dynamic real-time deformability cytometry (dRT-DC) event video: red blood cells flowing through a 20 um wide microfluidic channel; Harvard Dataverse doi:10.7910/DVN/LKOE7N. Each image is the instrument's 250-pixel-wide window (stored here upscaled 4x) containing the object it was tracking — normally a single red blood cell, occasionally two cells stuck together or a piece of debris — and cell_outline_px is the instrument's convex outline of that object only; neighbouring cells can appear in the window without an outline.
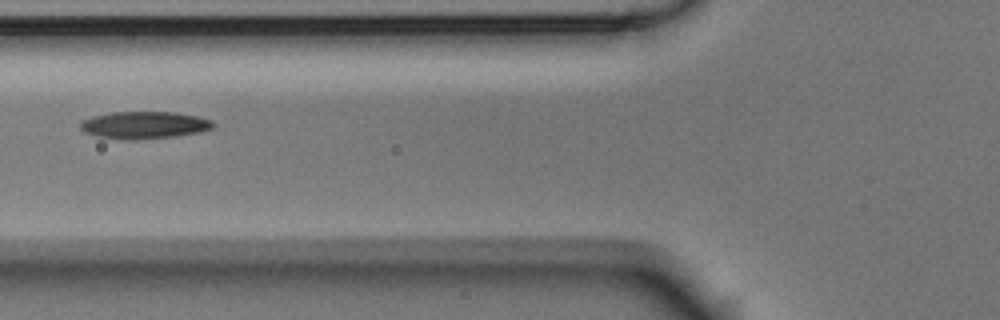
{"species": "Egyptian fruit bat (a non-hibernating species)", "species_latin": "Rousettus aegyptiacus", "temperature_condition": "room temperature", "stored_images_in_passage": 4, "camera_frame_rate_fps": 3000, "um_per_image_px": 0.085, "animal": {"sex": "male"}, "frame": {"image": 1, "passage_image": 4, "time_ms": 1.0, "image_size_px": [1000, 320], "cell_outline_px": [[216, 124], [212, 128], [200, 132], [172, 136], [136, 140], [124, 140], [96, 136], [84, 132], [80, 128], [80, 120], [92, 116], [112, 112], [176, 112], [196, 116], [212, 120]], "centroid_in_image_um": [12.23, 10.63], "position_along_channel_um": 113.6, "area_um2": 21.21}}